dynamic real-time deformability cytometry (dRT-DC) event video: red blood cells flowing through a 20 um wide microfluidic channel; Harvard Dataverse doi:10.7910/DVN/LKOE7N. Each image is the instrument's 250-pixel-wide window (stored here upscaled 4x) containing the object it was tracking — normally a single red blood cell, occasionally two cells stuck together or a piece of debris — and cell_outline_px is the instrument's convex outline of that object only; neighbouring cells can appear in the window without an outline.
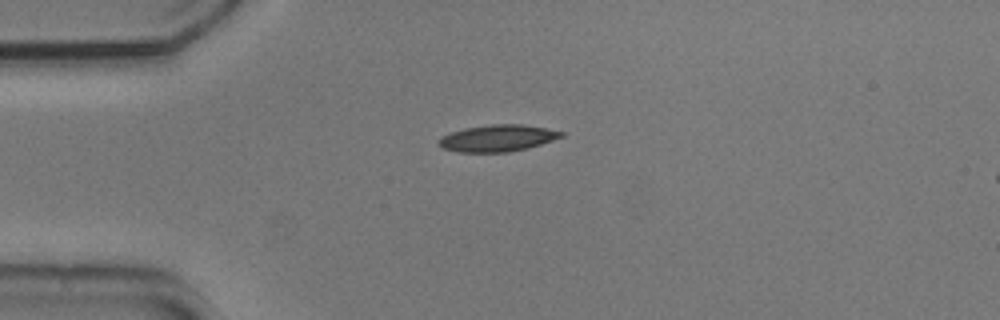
{"species": "common noctule bat (a hibernating species)", "species_latin": "Nyctalus noctula", "temperature_condition": "cold", "stored_images_in_passage": 38, "camera_frame_rate_fps": 3000, "um_per_image_px": 0.085, "animal": {"sex": "male", "body_mass_g": 20.5, "forearm_length_mm": 52.5}, "frame": {"image": 1, "passage_image": 1, "time_ms": 0.0, "image_size_px": [1000, 320], "cell_outline_px": [[564, 136], [528, 148], [508, 152], [460, 152], [444, 148], [436, 144], [440, 136], [464, 128], [492, 124], [524, 124], [564, 132]], "centroid_in_image_um": [42.27, 11.74], "position_along_channel_um": 42.7, "area_um2": 19.02}}
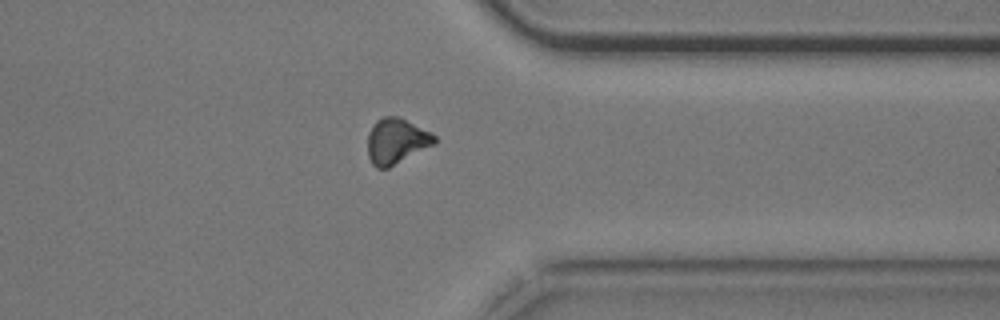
{"frame": {"image": 2, "passage_image": 30, "time_ms": 9.667, "image_size_px": [1000, 320], "cell_outline_px": [[436, 144], [388, 168], [376, 168], [372, 164], [368, 156], [368, 132], [376, 120], [384, 116], [396, 116], [432, 132], [436, 136]], "centroid_in_image_um": [33.7, 12.0], "position_along_channel_um": 377.7, "area_um2": 17.8}}
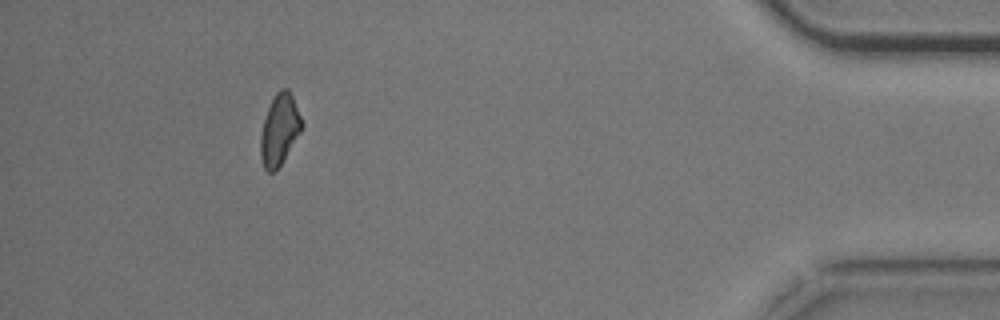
{"frame": {"image": 3, "passage_image": 37, "time_ms": 12.0, "image_size_px": [1000, 320], "cell_outline_px": [[300, 132], [276, 172], [268, 172], [264, 168], [260, 156], [260, 136], [264, 120], [268, 108], [276, 92], [280, 88], [288, 88], [292, 96], [300, 116]], "centroid_in_image_um": [23.72, 11.05], "position_along_channel_um": 411.5, "area_um2": 16.65}}